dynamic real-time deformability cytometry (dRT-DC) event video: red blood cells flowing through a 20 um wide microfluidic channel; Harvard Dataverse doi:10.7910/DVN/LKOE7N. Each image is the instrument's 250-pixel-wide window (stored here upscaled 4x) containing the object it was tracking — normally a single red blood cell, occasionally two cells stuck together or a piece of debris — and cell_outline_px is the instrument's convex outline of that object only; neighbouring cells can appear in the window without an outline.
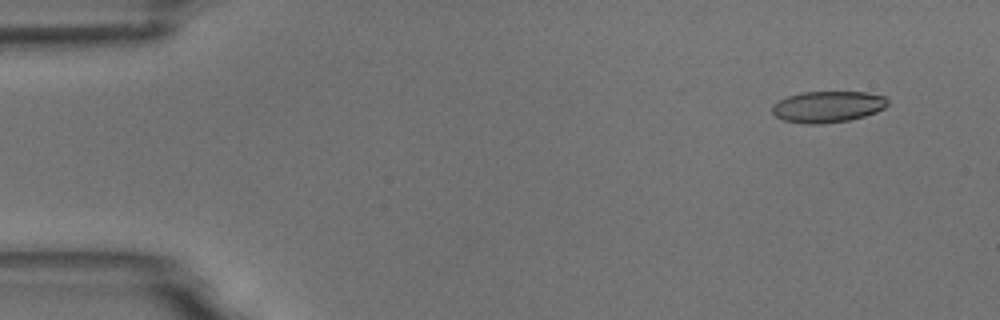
{"species": "common noctule bat (a hibernating species)", "species_latin": "Nyctalus noctula", "temperature_condition": "room temperature", "stored_images_in_passage": 5, "camera_frame_rate_fps": 3000, "um_per_image_px": 0.085, "animal": {"sex": "male", "body_mass_g": 18.8}, "frame": {"image": 1, "passage_image": 2, "time_ms": 1.0, "image_size_px": [1000, 320], "cell_outline_px": [[888, 104], [884, 108], [876, 112], [864, 116], [848, 120], [820, 124], [804, 124], [784, 120], [776, 116], [772, 112], [772, 104], [788, 96], [804, 92], [868, 92], [884, 96], [888, 100]], "centroid_in_image_um": [70.36, 9.07], "position_along_channel_um": 14.6, "area_um2": 21.04}}
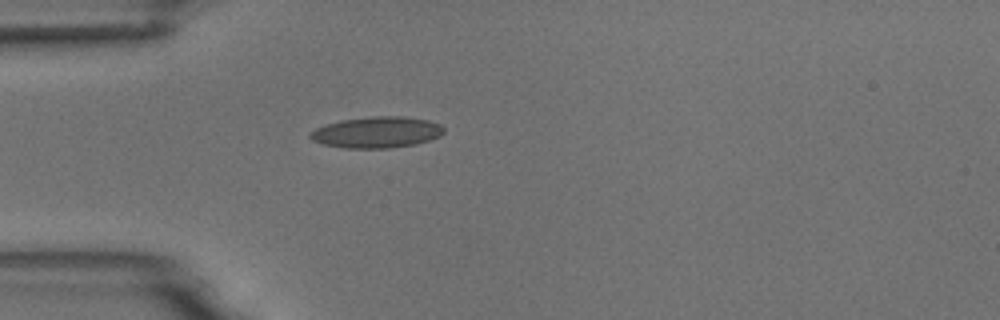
{"frame": {"image": 2, "passage_image": 5, "time_ms": 4.667, "image_size_px": [1000, 320], "cell_outline_px": [[444, 132], [440, 136], [416, 144], [392, 148], [344, 148], [324, 144], [312, 140], [308, 136], [308, 132], [316, 128], [340, 120], [372, 116], [404, 116], [428, 120], [440, 124], [444, 128]], "centroid_in_image_um": [32.02, 11.24], "position_along_channel_um": 53.0, "area_um2": 24.39}}